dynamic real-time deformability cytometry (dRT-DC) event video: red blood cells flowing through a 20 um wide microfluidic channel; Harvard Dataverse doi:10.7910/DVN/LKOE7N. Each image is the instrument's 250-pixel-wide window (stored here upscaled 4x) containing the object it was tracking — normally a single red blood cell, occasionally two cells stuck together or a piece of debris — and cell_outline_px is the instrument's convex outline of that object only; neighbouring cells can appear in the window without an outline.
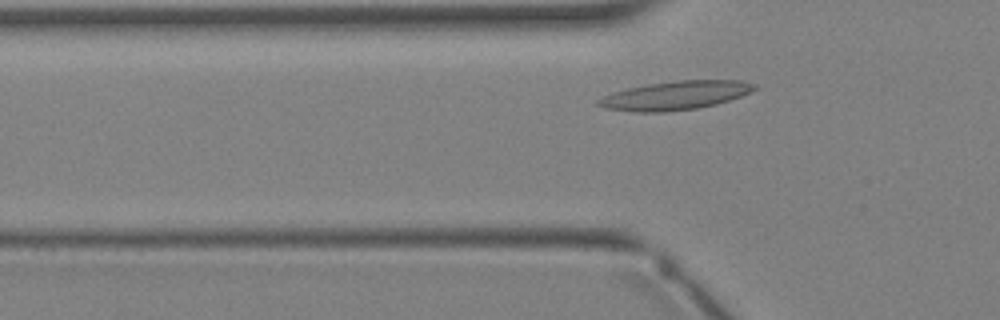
{"species": "Egyptian fruit bat (a non-hibernating species)", "species_latin": "Rousettus aegyptiacus", "temperature_condition": "warm", "stored_images_in_passage": 3, "camera_frame_rate_fps": 3000, "um_per_image_px": 0.085, "animal": {"sex": "female"}, "frame": {"image": 1, "passage_image": 3, "time_ms": 2.333, "image_size_px": [1000, 320], "cell_outline_px": [[760, 88], [740, 96], [716, 104], [696, 108], [664, 112], [636, 112], [604, 108], [596, 104], [596, 100], [612, 92], [628, 88], [648, 84], [680, 80], [740, 80], [756, 84]], "centroid_in_image_um": [57.4, 8.11], "position_along_channel_um": 68.4, "area_um2": 26.07}}